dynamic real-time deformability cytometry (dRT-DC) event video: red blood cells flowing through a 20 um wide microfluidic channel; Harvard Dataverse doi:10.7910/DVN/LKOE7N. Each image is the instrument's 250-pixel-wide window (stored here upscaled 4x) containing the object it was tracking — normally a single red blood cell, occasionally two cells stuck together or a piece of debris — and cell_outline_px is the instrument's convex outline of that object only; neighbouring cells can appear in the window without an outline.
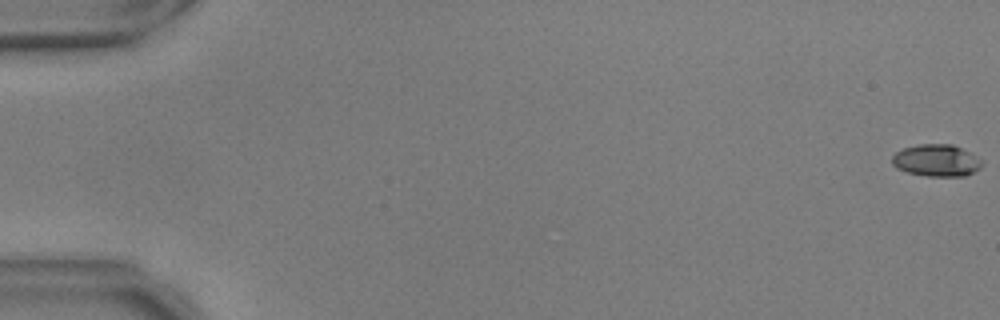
{"species": "common noctule bat (a hibernating species)", "species_latin": "Nyctalus noctula", "temperature_condition": "warm", "stored_images_in_passage": 56, "camera_frame_rate_fps": 3000, "um_per_image_px": 0.085, "animal": {"sex": "male", "body_mass_g": 17.9, "forearm_length_mm": 54.2}, "frame": {"image": 1, "passage_image": 1, "time_ms": 0.0, "image_size_px": [1000, 320], "cell_outline_px": [[984, 164], [980, 168], [968, 176], [928, 176], [908, 172], [896, 168], [892, 164], [892, 156], [896, 152], [904, 148], [920, 144], [952, 144], [984, 160]], "centroid_in_image_um": [79.63, 13.64], "position_along_channel_um": 5.4, "area_um2": 16.82}}
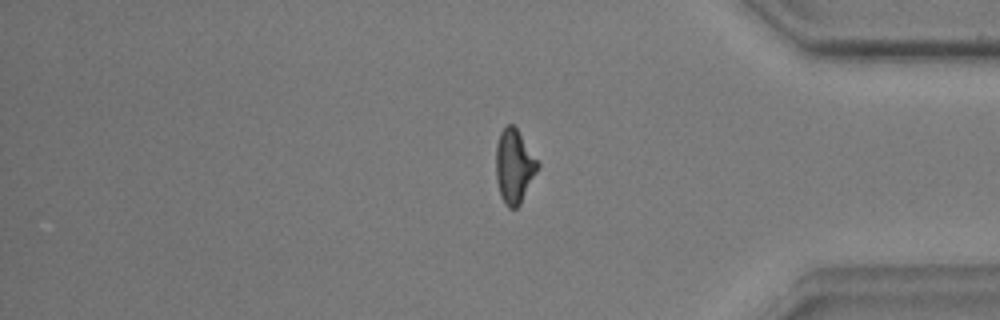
{"frame": {"image": 2, "passage_image": 47, "time_ms": 15.333, "image_size_px": [1000, 320], "cell_outline_px": [[540, 164], [520, 204], [516, 208], [508, 208], [504, 204], [500, 196], [496, 180], [496, 144], [500, 132], [508, 124], [512, 124], [516, 128]], "centroid_in_image_um": [43.68, 14.15], "position_along_channel_um": 391.5, "area_um2": 17.8}}
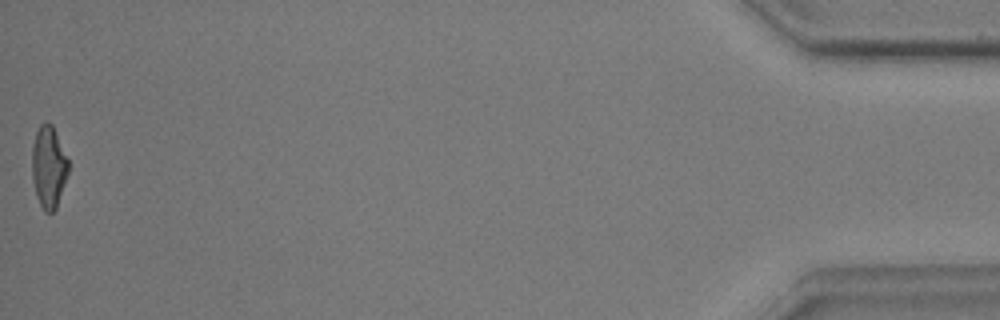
{"frame": {"image": 3, "passage_image": 56, "time_ms": 18.333, "image_size_px": [1000, 320], "cell_outline_px": [[68, 172], [56, 208], [52, 212], [44, 212], [36, 196], [32, 180], [32, 144], [36, 132], [40, 124], [44, 120], [48, 120], [52, 124], [68, 160]], "centroid_in_image_um": [4.11, 14.16], "position_along_channel_um": 431.1, "area_um2": 17.4}, "authors_computed_cell_mechanics": {"area_um2": 17.4556, "velocity_mm_per_s": 3.7204, "shape_relaxation_time_tau1_ms": 6.9319, "shape_relaxation_time_tau2_ms": 1.1793, "deformation_change_tau1": 0.2349, "deformation_change_tau2": 0.079}}